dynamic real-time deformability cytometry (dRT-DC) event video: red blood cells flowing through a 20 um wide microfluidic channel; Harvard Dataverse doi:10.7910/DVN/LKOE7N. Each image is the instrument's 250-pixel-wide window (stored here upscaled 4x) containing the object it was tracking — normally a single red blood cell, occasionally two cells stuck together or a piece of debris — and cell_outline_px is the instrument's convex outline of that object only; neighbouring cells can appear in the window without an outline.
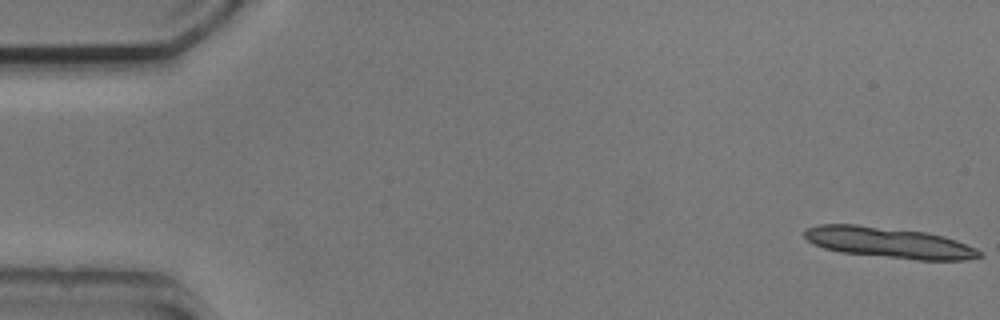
{"species": "common noctule bat (a hibernating species)", "species_latin": "Nyctalus noctula", "temperature_condition": "cold", "stored_images_in_passage": 5, "camera_frame_rate_fps": 3000, "um_per_image_px": 0.085, "animal": {"sex": "male", "body_mass_g": 20.5, "forearm_length_mm": 52.5}, "frame": {"image": 1, "passage_image": 1, "time_ms": 0.0, "image_size_px": [1000, 320], "cell_outline_px": [[984, 256], [964, 260], [916, 260], [840, 252], [824, 248], [812, 244], [804, 236], [804, 232], [808, 228], [820, 224], [856, 224], [928, 232], [944, 236], [956, 240], [976, 248], [984, 252]], "centroid_in_image_um": [75.6, 20.62], "position_along_channel_um": 9.4, "area_um2": 31.62}}